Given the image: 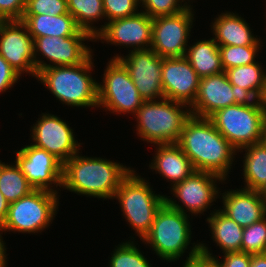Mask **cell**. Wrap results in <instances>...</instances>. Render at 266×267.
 <instances>
[{"label": "cell", "mask_w": 266, "mask_h": 267, "mask_svg": "<svg viewBox=\"0 0 266 267\" xmlns=\"http://www.w3.org/2000/svg\"><path fill=\"white\" fill-rule=\"evenodd\" d=\"M105 12V20L131 17L137 15L140 0H102Z\"/></svg>", "instance_id": "e575fe53"}, {"label": "cell", "mask_w": 266, "mask_h": 267, "mask_svg": "<svg viewBox=\"0 0 266 267\" xmlns=\"http://www.w3.org/2000/svg\"><path fill=\"white\" fill-rule=\"evenodd\" d=\"M259 103L261 106V110L264 114V117H266V86L263 88V91H262L261 96L259 98Z\"/></svg>", "instance_id": "ee69618b"}, {"label": "cell", "mask_w": 266, "mask_h": 267, "mask_svg": "<svg viewBox=\"0 0 266 267\" xmlns=\"http://www.w3.org/2000/svg\"><path fill=\"white\" fill-rule=\"evenodd\" d=\"M243 150L247 152L243 160L244 188L260 191L266 184V145L261 141L237 152Z\"/></svg>", "instance_id": "4316f807"}, {"label": "cell", "mask_w": 266, "mask_h": 267, "mask_svg": "<svg viewBox=\"0 0 266 267\" xmlns=\"http://www.w3.org/2000/svg\"><path fill=\"white\" fill-rule=\"evenodd\" d=\"M250 267H266V253L251 254Z\"/></svg>", "instance_id": "ab89813d"}, {"label": "cell", "mask_w": 266, "mask_h": 267, "mask_svg": "<svg viewBox=\"0 0 266 267\" xmlns=\"http://www.w3.org/2000/svg\"><path fill=\"white\" fill-rule=\"evenodd\" d=\"M189 215L171 208L166 202L156 213L150 231L141 240L150 244L161 260H179L191 242Z\"/></svg>", "instance_id": "8992f818"}, {"label": "cell", "mask_w": 266, "mask_h": 267, "mask_svg": "<svg viewBox=\"0 0 266 267\" xmlns=\"http://www.w3.org/2000/svg\"><path fill=\"white\" fill-rule=\"evenodd\" d=\"M241 252L248 254L266 253V217L244 227Z\"/></svg>", "instance_id": "1f68e13d"}, {"label": "cell", "mask_w": 266, "mask_h": 267, "mask_svg": "<svg viewBox=\"0 0 266 267\" xmlns=\"http://www.w3.org/2000/svg\"><path fill=\"white\" fill-rule=\"evenodd\" d=\"M189 252V257L185 260V263L183 264V267H194L190 262L200 254V243H193Z\"/></svg>", "instance_id": "60d3db41"}, {"label": "cell", "mask_w": 266, "mask_h": 267, "mask_svg": "<svg viewBox=\"0 0 266 267\" xmlns=\"http://www.w3.org/2000/svg\"><path fill=\"white\" fill-rule=\"evenodd\" d=\"M48 190L34 189L28 195L9 203L6 219L0 231L38 233L50 226L59 204V195Z\"/></svg>", "instance_id": "ba28073f"}, {"label": "cell", "mask_w": 266, "mask_h": 267, "mask_svg": "<svg viewBox=\"0 0 266 267\" xmlns=\"http://www.w3.org/2000/svg\"><path fill=\"white\" fill-rule=\"evenodd\" d=\"M73 155L63 164L62 188L79 195L114 199L130 167L99 157Z\"/></svg>", "instance_id": "7a4b0ae2"}, {"label": "cell", "mask_w": 266, "mask_h": 267, "mask_svg": "<svg viewBox=\"0 0 266 267\" xmlns=\"http://www.w3.org/2000/svg\"><path fill=\"white\" fill-rule=\"evenodd\" d=\"M238 88L232 86L225 72L200 78L194 103L189 107L193 116L209 118L217 110L246 101Z\"/></svg>", "instance_id": "e0dca14e"}, {"label": "cell", "mask_w": 266, "mask_h": 267, "mask_svg": "<svg viewBox=\"0 0 266 267\" xmlns=\"http://www.w3.org/2000/svg\"><path fill=\"white\" fill-rule=\"evenodd\" d=\"M115 198L140 240L150 231L156 213L165 203V195L155 194L149 182L137 175L134 169L121 181Z\"/></svg>", "instance_id": "5b68a950"}, {"label": "cell", "mask_w": 266, "mask_h": 267, "mask_svg": "<svg viewBox=\"0 0 266 267\" xmlns=\"http://www.w3.org/2000/svg\"><path fill=\"white\" fill-rule=\"evenodd\" d=\"M217 180L218 182L225 181L221 176L214 173L195 170L182 182L172 186L171 192H173V196L179 199L182 204L167 196H165V202L171 208L184 214L188 211L193 215L195 214V216L201 214L207 211L206 209H210L211 203L216 201L219 196V188L216 185Z\"/></svg>", "instance_id": "8fae6325"}, {"label": "cell", "mask_w": 266, "mask_h": 267, "mask_svg": "<svg viewBox=\"0 0 266 267\" xmlns=\"http://www.w3.org/2000/svg\"><path fill=\"white\" fill-rule=\"evenodd\" d=\"M30 129L32 145L45 149L63 164L79 152L81 143L74 138L73 129L60 117L42 113Z\"/></svg>", "instance_id": "2e32d148"}, {"label": "cell", "mask_w": 266, "mask_h": 267, "mask_svg": "<svg viewBox=\"0 0 266 267\" xmlns=\"http://www.w3.org/2000/svg\"><path fill=\"white\" fill-rule=\"evenodd\" d=\"M187 106L167 98L144 101L135 114L138 137L153 145L177 143L185 121L191 116Z\"/></svg>", "instance_id": "277c9868"}, {"label": "cell", "mask_w": 266, "mask_h": 267, "mask_svg": "<svg viewBox=\"0 0 266 267\" xmlns=\"http://www.w3.org/2000/svg\"><path fill=\"white\" fill-rule=\"evenodd\" d=\"M16 164L26 176L28 183L34 189L48 190L57 193L56 188L62 186L63 163L45 149L32 144L25 145L16 152Z\"/></svg>", "instance_id": "4fadbf2b"}, {"label": "cell", "mask_w": 266, "mask_h": 267, "mask_svg": "<svg viewBox=\"0 0 266 267\" xmlns=\"http://www.w3.org/2000/svg\"><path fill=\"white\" fill-rule=\"evenodd\" d=\"M187 155L196 171H206L226 176L234 162L236 149L215 128L209 118L191 115L176 143Z\"/></svg>", "instance_id": "6da1fadb"}, {"label": "cell", "mask_w": 266, "mask_h": 267, "mask_svg": "<svg viewBox=\"0 0 266 267\" xmlns=\"http://www.w3.org/2000/svg\"><path fill=\"white\" fill-rule=\"evenodd\" d=\"M67 4L69 14L75 19L76 25L95 37L98 28L93 23L105 18L102 0H67Z\"/></svg>", "instance_id": "83f0119b"}, {"label": "cell", "mask_w": 266, "mask_h": 267, "mask_svg": "<svg viewBox=\"0 0 266 267\" xmlns=\"http://www.w3.org/2000/svg\"><path fill=\"white\" fill-rule=\"evenodd\" d=\"M261 141L266 145V117H264V121H263V131H262Z\"/></svg>", "instance_id": "f6af8a7d"}, {"label": "cell", "mask_w": 266, "mask_h": 267, "mask_svg": "<svg viewBox=\"0 0 266 267\" xmlns=\"http://www.w3.org/2000/svg\"><path fill=\"white\" fill-rule=\"evenodd\" d=\"M69 13L67 0H26L23 15H64Z\"/></svg>", "instance_id": "836d02e7"}, {"label": "cell", "mask_w": 266, "mask_h": 267, "mask_svg": "<svg viewBox=\"0 0 266 267\" xmlns=\"http://www.w3.org/2000/svg\"><path fill=\"white\" fill-rule=\"evenodd\" d=\"M104 24L98 28L95 41L100 39L116 46L134 47V51L151 48L152 18L141 10L137 15Z\"/></svg>", "instance_id": "ac0fdd59"}, {"label": "cell", "mask_w": 266, "mask_h": 267, "mask_svg": "<svg viewBox=\"0 0 266 267\" xmlns=\"http://www.w3.org/2000/svg\"><path fill=\"white\" fill-rule=\"evenodd\" d=\"M26 0H0V21L21 20Z\"/></svg>", "instance_id": "8d00e7d4"}, {"label": "cell", "mask_w": 266, "mask_h": 267, "mask_svg": "<svg viewBox=\"0 0 266 267\" xmlns=\"http://www.w3.org/2000/svg\"><path fill=\"white\" fill-rule=\"evenodd\" d=\"M221 194L220 210L243 228L266 217V202L259 191L241 188Z\"/></svg>", "instance_id": "ffe728a7"}, {"label": "cell", "mask_w": 266, "mask_h": 267, "mask_svg": "<svg viewBox=\"0 0 266 267\" xmlns=\"http://www.w3.org/2000/svg\"><path fill=\"white\" fill-rule=\"evenodd\" d=\"M130 51L127 56L117 54L113 59H118L125 66L144 101L163 99L162 58L151 48Z\"/></svg>", "instance_id": "5bb4252c"}, {"label": "cell", "mask_w": 266, "mask_h": 267, "mask_svg": "<svg viewBox=\"0 0 266 267\" xmlns=\"http://www.w3.org/2000/svg\"><path fill=\"white\" fill-rule=\"evenodd\" d=\"M208 249H209L208 246L206 247L204 243H200V254L216 259L222 267H250L251 254L241 252V251L240 252H227V253H224L223 261L222 259L220 261L216 257V255L214 256L212 253H210Z\"/></svg>", "instance_id": "d590c367"}, {"label": "cell", "mask_w": 266, "mask_h": 267, "mask_svg": "<svg viewBox=\"0 0 266 267\" xmlns=\"http://www.w3.org/2000/svg\"><path fill=\"white\" fill-rule=\"evenodd\" d=\"M209 119L236 150L262 140L264 114L259 100L247 99L219 109Z\"/></svg>", "instance_id": "52a82bcc"}, {"label": "cell", "mask_w": 266, "mask_h": 267, "mask_svg": "<svg viewBox=\"0 0 266 267\" xmlns=\"http://www.w3.org/2000/svg\"><path fill=\"white\" fill-rule=\"evenodd\" d=\"M149 167L167 181L170 180L171 188L195 171L190 159L176 143L157 144L154 159Z\"/></svg>", "instance_id": "44dd1931"}, {"label": "cell", "mask_w": 266, "mask_h": 267, "mask_svg": "<svg viewBox=\"0 0 266 267\" xmlns=\"http://www.w3.org/2000/svg\"><path fill=\"white\" fill-rule=\"evenodd\" d=\"M9 202L0 191V225L6 219L8 214Z\"/></svg>", "instance_id": "b9f144b4"}, {"label": "cell", "mask_w": 266, "mask_h": 267, "mask_svg": "<svg viewBox=\"0 0 266 267\" xmlns=\"http://www.w3.org/2000/svg\"><path fill=\"white\" fill-rule=\"evenodd\" d=\"M187 4L185 1L182 5L179 0H140V5L144 8L142 12L146 13L152 19L175 15L186 8H192L190 4Z\"/></svg>", "instance_id": "d6a6232c"}, {"label": "cell", "mask_w": 266, "mask_h": 267, "mask_svg": "<svg viewBox=\"0 0 266 267\" xmlns=\"http://www.w3.org/2000/svg\"><path fill=\"white\" fill-rule=\"evenodd\" d=\"M200 77L185 57L162 58L161 83L164 98L190 107L198 91Z\"/></svg>", "instance_id": "d6986e66"}, {"label": "cell", "mask_w": 266, "mask_h": 267, "mask_svg": "<svg viewBox=\"0 0 266 267\" xmlns=\"http://www.w3.org/2000/svg\"><path fill=\"white\" fill-rule=\"evenodd\" d=\"M102 84L98 83V108L111 113L136 114L144 100L118 59H111L104 71Z\"/></svg>", "instance_id": "9c48e42d"}, {"label": "cell", "mask_w": 266, "mask_h": 267, "mask_svg": "<svg viewBox=\"0 0 266 267\" xmlns=\"http://www.w3.org/2000/svg\"><path fill=\"white\" fill-rule=\"evenodd\" d=\"M212 24L213 39L218 46L261 45L260 38L254 37L246 20L237 13H221Z\"/></svg>", "instance_id": "7402d4cb"}, {"label": "cell", "mask_w": 266, "mask_h": 267, "mask_svg": "<svg viewBox=\"0 0 266 267\" xmlns=\"http://www.w3.org/2000/svg\"><path fill=\"white\" fill-rule=\"evenodd\" d=\"M116 247L111 254L109 267H151L152 264L136 247L134 241H126Z\"/></svg>", "instance_id": "4dcf8cb0"}, {"label": "cell", "mask_w": 266, "mask_h": 267, "mask_svg": "<svg viewBox=\"0 0 266 267\" xmlns=\"http://www.w3.org/2000/svg\"><path fill=\"white\" fill-rule=\"evenodd\" d=\"M262 69L261 64L255 62L229 68L224 72L232 86L238 88L247 99L259 100L266 86V71Z\"/></svg>", "instance_id": "484cf974"}, {"label": "cell", "mask_w": 266, "mask_h": 267, "mask_svg": "<svg viewBox=\"0 0 266 267\" xmlns=\"http://www.w3.org/2000/svg\"><path fill=\"white\" fill-rule=\"evenodd\" d=\"M184 57L200 78L224 72L219 46L213 38L194 42L187 47Z\"/></svg>", "instance_id": "cb8c5ba5"}, {"label": "cell", "mask_w": 266, "mask_h": 267, "mask_svg": "<svg viewBox=\"0 0 266 267\" xmlns=\"http://www.w3.org/2000/svg\"><path fill=\"white\" fill-rule=\"evenodd\" d=\"M21 21L27 26L33 39L44 36L69 37L80 29L69 13L55 16L23 15Z\"/></svg>", "instance_id": "603a6c76"}, {"label": "cell", "mask_w": 266, "mask_h": 267, "mask_svg": "<svg viewBox=\"0 0 266 267\" xmlns=\"http://www.w3.org/2000/svg\"><path fill=\"white\" fill-rule=\"evenodd\" d=\"M0 55L20 76L37 77L34 39L21 20L0 21Z\"/></svg>", "instance_id": "9a60e30c"}, {"label": "cell", "mask_w": 266, "mask_h": 267, "mask_svg": "<svg viewBox=\"0 0 266 267\" xmlns=\"http://www.w3.org/2000/svg\"><path fill=\"white\" fill-rule=\"evenodd\" d=\"M207 217L212 239L223 251L240 252L244 228L226 216L220 209L214 210Z\"/></svg>", "instance_id": "d4e9b609"}, {"label": "cell", "mask_w": 266, "mask_h": 267, "mask_svg": "<svg viewBox=\"0 0 266 267\" xmlns=\"http://www.w3.org/2000/svg\"><path fill=\"white\" fill-rule=\"evenodd\" d=\"M261 45L247 46H219L222 67L225 70L239 67L241 65H250L256 62V54Z\"/></svg>", "instance_id": "f546056e"}, {"label": "cell", "mask_w": 266, "mask_h": 267, "mask_svg": "<svg viewBox=\"0 0 266 267\" xmlns=\"http://www.w3.org/2000/svg\"><path fill=\"white\" fill-rule=\"evenodd\" d=\"M192 8L152 19L151 49L161 58L184 57L193 28Z\"/></svg>", "instance_id": "7c38bea8"}, {"label": "cell", "mask_w": 266, "mask_h": 267, "mask_svg": "<svg viewBox=\"0 0 266 267\" xmlns=\"http://www.w3.org/2000/svg\"><path fill=\"white\" fill-rule=\"evenodd\" d=\"M190 263L194 267H222L216 259L202 254L196 256Z\"/></svg>", "instance_id": "f35d334b"}, {"label": "cell", "mask_w": 266, "mask_h": 267, "mask_svg": "<svg viewBox=\"0 0 266 267\" xmlns=\"http://www.w3.org/2000/svg\"><path fill=\"white\" fill-rule=\"evenodd\" d=\"M93 55L74 66H54L41 70L36 79L62 104L71 107H98V82L92 78Z\"/></svg>", "instance_id": "3957f363"}, {"label": "cell", "mask_w": 266, "mask_h": 267, "mask_svg": "<svg viewBox=\"0 0 266 267\" xmlns=\"http://www.w3.org/2000/svg\"><path fill=\"white\" fill-rule=\"evenodd\" d=\"M19 78L20 75L0 55V93L12 88Z\"/></svg>", "instance_id": "74e56055"}, {"label": "cell", "mask_w": 266, "mask_h": 267, "mask_svg": "<svg viewBox=\"0 0 266 267\" xmlns=\"http://www.w3.org/2000/svg\"><path fill=\"white\" fill-rule=\"evenodd\" d=\"M33 190L16 162L8 165L0 160V191L9 203L19 200Z\"/></svg>", "instance_id": "f1b7e54d"}, {"label": "cell", "mask_w": 266, "mask_h": 267, "mask_svg": "<svg viewBox=\"0 0 266 267\" xmlns=\"http://www.w3.org/2000/svg\"><path fill=\"white\" fill-rule=\"evenodd\" d=\"M2 233H0V267H7V254H6V246L4 244V241L2 239Z\"/></svg>", "instance_id": "7bdbcfd3"}, {"label": "cell", "mask_w": 266, "mask_h": 267, "mask_svg": "<svg viewBox=\"0 0 266 267\" xmlns=\"http://www.w3.org/2000/svg\"><path fill=\"white\" fill-rule=\"evenodd\" d=\"M95 41L94 36L79 29L69 37L44 36L34 39V59L37 74L54 66H74L85 62L92 54V49L83 43ZM41 53L50 63L42 61ZM52 64V65H51Z\"/></svg>", "instance_id": "30bf717a"}, {"label": "cell", "mask_w": 266, "mask_h": 267, "mask_svg": "<svg viewBox=\"0 0 266 267\" xmlns=\"http://www.w3.org/2000/svg\"><path fill=\"white\" fill-rule=\"evenodd\" d=\"M261 194V197L265 200L266 202V184L262 187V189L259 191Z\"/></svg>", "instance_id": "bcb514c9"}]
</instances>
